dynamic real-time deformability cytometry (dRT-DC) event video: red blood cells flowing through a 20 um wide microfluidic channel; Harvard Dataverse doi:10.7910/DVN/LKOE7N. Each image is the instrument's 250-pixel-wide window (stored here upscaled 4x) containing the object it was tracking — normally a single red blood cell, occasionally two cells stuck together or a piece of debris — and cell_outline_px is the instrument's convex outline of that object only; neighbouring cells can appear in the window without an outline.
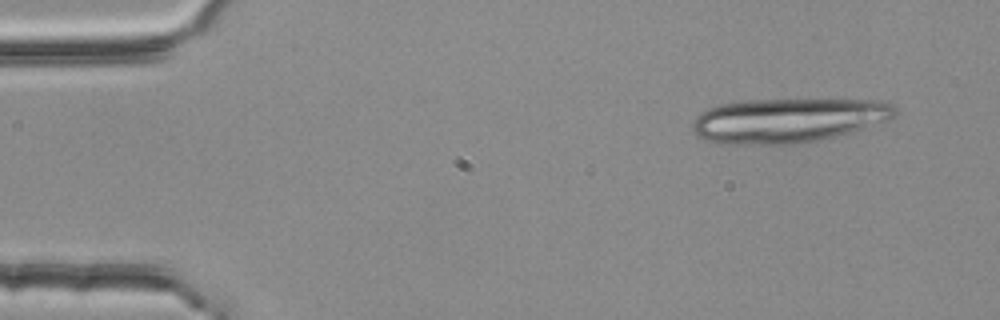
{"species": "common noctule bat (a hibernating species)", "species_latin": "Nyctalus noctula", "temperature_condition": "room temperature", "stored_images_in_passage": 3, "camera_frame_rate_fps": 3000, "um_per_image_px": 0.085, "animal": {"sex": "female", "body_mass_g": 25.1}, "frame": {"image": 1, "passage_image": 1, "time_ms": 0.0, "image_size_px": [1000, 320], "cell_outline_px": [[896, 116], [888, 120], [856, 132], [796, 144], [728, 144], [704, 140], [696, 136], [692, 128], [692, 120], [696, 116], [708, 108], [720, 104], [748, 100], [884, 100], [892, 104], [896, 108]], "centroid_in_image_um": [67.0, 10.23], "position_along_channel_um": 18.0, "area_um2": 52.77}}